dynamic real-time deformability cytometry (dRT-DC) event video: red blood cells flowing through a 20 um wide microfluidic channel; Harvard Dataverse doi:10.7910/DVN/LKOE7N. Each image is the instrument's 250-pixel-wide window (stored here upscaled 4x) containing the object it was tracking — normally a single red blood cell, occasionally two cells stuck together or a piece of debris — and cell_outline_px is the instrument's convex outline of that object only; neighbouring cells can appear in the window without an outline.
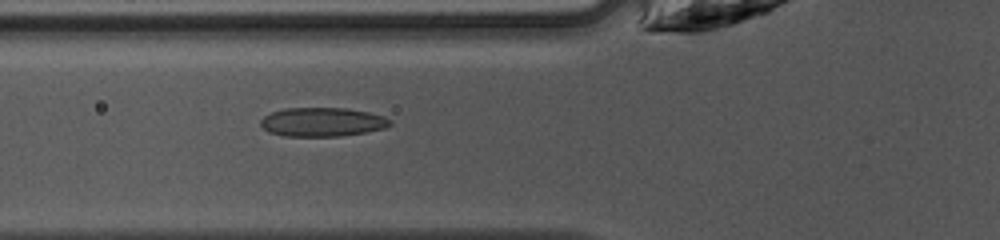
{"species": "common noctule bat (a hibernating species)", "species_latin": "Nyctalus noctula", "temperature_condition": "warm", "stored_images_in_passage": 46, "camera_frame_rate_fps": 3000, "um_per_image_px": 0.085, "animal": {"sex": "female", "body_mass_g": 10.0, "forearm_length_mm": 53.1}, "frame": {"image": 1, "passage_image": 16, "time_ms": 5.0, "image_size_px": [1000, 240], "cell_outline_px": [[392, 124], [384, 128], [364, 132], [340, 136], [284, 136], [268, 132], [260, 124], [260, 120], [264, 116], [272, 112], [284, 108], [348, 108], [368, 112], [384, 116]], "centroid_in_image_um": [27.36, 10.37], "position_along_channel_um": 98.4, "area_um2": 21.73}}
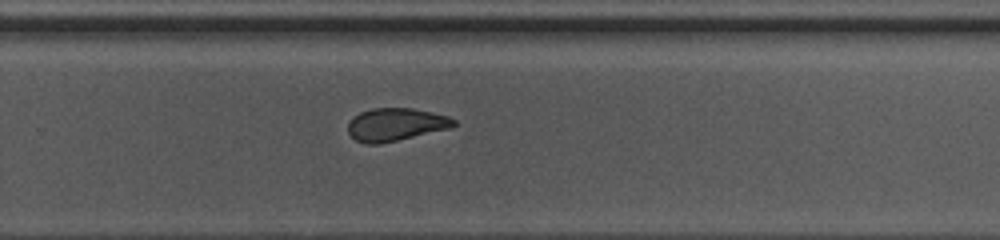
{"frame": {"image": 2, "passage_image": 30, "time_ms": 9.667, "image_size_px": [1000, 240], "cell_outline_px": [[456, 124], [452, 128], [380, 144], [364, 144], [356, 140], [348, 132], [348, 124], [360, 112], [372, 108], [412, 108], [448, 116], [456, 120]], "centroid_in_image_um": [33.66, 10.59], "position_along_channel_um": 296.1, "area_um2": 20.17}}
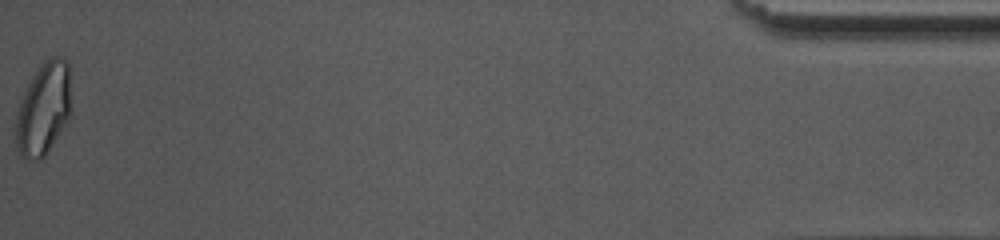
{"frame": {"image": 3, "passage_image": 46, "time_ms": 15.0, "image_size_px": [1000, 240], "cell_outline_px": [[68, 120], [44, 156], [40, 160], [32, 160], [20, 156], [16, 148], [16, 116], [20, 100], [32, 76], [52, 56], [64, 56], [68, 60]], "centroid_in_image_um": [3.65, 9.28], "position_along_channel_um": 431.5, "area_um2": 29.02}, "authors_computed_cell_mechanics": {"area_um2": 21.386, "velocity_mm_per_s": 4.2279, "shape_relaxation_time_tau1_ms": null, "shape_relaxation_time_tau2_ms": 1.4987, "deformation_change_tau1": null, "deformation_change_tau2": 0.0663}}